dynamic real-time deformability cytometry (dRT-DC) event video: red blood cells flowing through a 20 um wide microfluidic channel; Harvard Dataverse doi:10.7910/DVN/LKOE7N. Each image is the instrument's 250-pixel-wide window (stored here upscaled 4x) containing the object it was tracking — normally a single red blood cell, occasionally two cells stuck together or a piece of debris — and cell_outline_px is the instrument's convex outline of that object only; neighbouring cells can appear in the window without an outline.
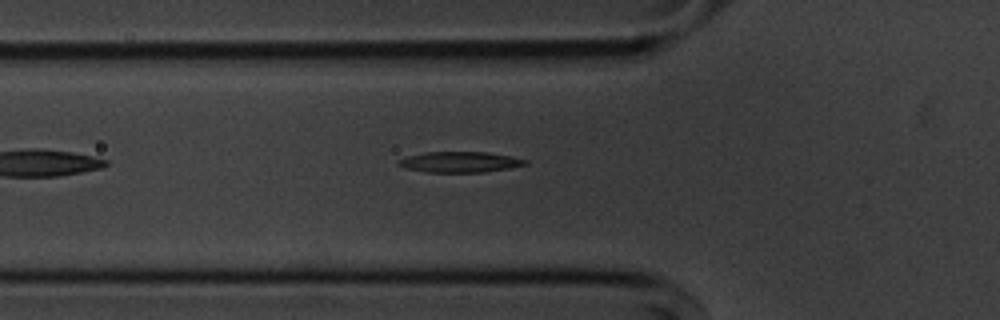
{"species": "common noctule bat (a hibernating species)", "species_latin": "Nyctalus noctula", "temperature_condition": "cold", "stored_images_in_passage": 42, "camera_frame_rate_fps": 3000, "um_per_image_px": 0.085, "animal": {"sex": "male", "body_mass_g": 20.1, "forearm_length_mm": 53.5}, "frame": {"image": 1, "passage_image": 7, "time_ms": 2.0, "image_size_px": [1000, 320], "cell_outline_px": [[528, 164], [508, 168], [484, 172], [428, 172], [408, 168], [400, 164], [400, 160], [408, 156], [424, 152], [488, 152], [512, 156], [528, 160]], "centroid_in_image_um": [39.18, 13.76], "position_along_channel_um": 86.6, "area_um2": 15.03}}
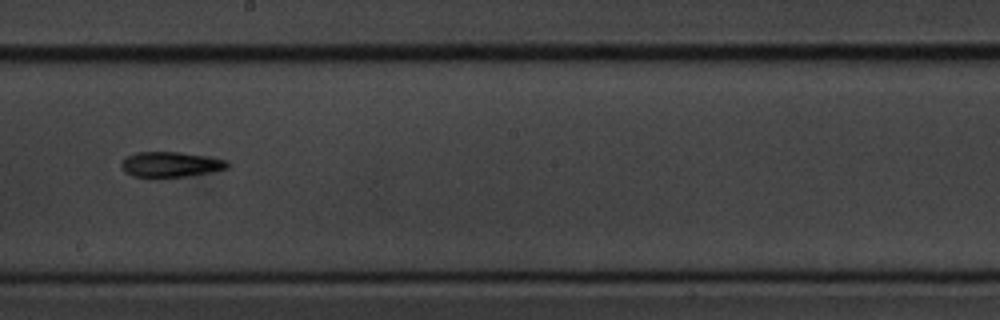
{"frame": {"image": 2, "passage_image": 19, "time_ms": 6.0, "image_size_px": [1000, 320], "cell_outline_px": [[228, 168], [208, 172], [184, 176], [132, 176], [124, 172], [120, 168], [120, 160], [124, 156], [136, 152], [180, 152], [228, 160]], "centroid_in_image_um": [14.41, 13.95], "position_along_channel_um": 233.8, "area_um2": 15.49}}
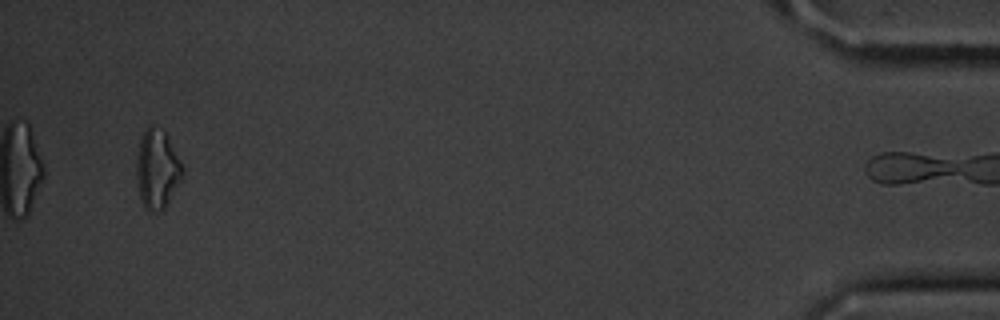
{"frame": {"image": 3, "passage_image": 41, "time_ms": 13.333, "image_size_px": [1000, 320], "cell_outline_px": [[184, 176], [164, 208], [156, 212], [148, 212], [144, 208], [140, 200], [136, 180], [136, 164], [140, 140], [148, 124], [152, 124], [164, 132], [180, 160], [184, 168]], "centroid_in_image_um": [13.35, 14.42], "position_along_channel_um": 421.9, "area_um2": 21.27}, "authors_computed_cell_mechanics": {"area_um2": 15.5193, "velocity_mm_per_s": 3.653, "shape_relaxation_time_tau1_ms": 4.556, "shape_relaxation_time_tau2_ms": 6.0635, "deformation_change_tau1": 0.1465, "deformation_change_tau2": 0.1697}}